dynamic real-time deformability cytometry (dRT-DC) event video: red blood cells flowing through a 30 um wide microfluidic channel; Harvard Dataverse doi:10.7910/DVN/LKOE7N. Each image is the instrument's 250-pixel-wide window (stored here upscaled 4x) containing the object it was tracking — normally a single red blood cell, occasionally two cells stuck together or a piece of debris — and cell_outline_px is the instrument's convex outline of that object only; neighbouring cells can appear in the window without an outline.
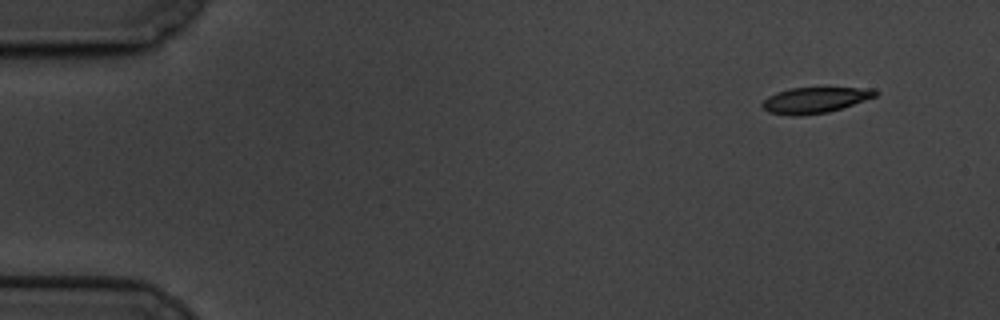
{"species": "common noctule bat (a hibernating species)", "species_latin": "Nyctalus noctula", "temperature_condition": "cold", "stored_images_in_passage": 57, "camera_frame_rate_fps": 3000, "um_per_image_px": 0.085, "animal": {"sex": "male", "body_mass_g": 19.5, "forearm_length_mm": 54.6}, "frame": {"image": 1, "passage_image": 1, "time_ms": 0.0, "image_size_px": [1000, 320], "cell_outline_px": [[880, 92], [876, 96], [828, 112], [796, 116], [792, 116], [768, 112], [760, 104], [768, 96], [776, 92], [788, 88], [876, 88]], "centroid_in_image_um": [69.25, 8.5], "position_along_channel_um": 15.8, "area_um2": 16.94}}
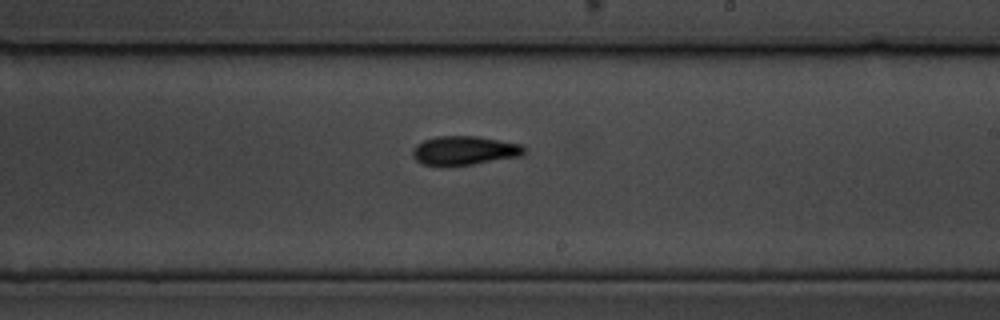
{"frame": {"image": 2, "passage_image": 32, "time_ms": 10.333, "image_size_px": [1000, 320], "cell_outline_px": [[524, 152], [520, 156], [472, 164], [424, 164], [416, 160], [412, 156], [412, 148], [416, 144], [424, 140], [436, 136], [476, 136], [524, 144]], "centroid_in_image_um": [39.47, 12.76], "position_along_channel_um": 249.5, "area_um2": 18.5}}
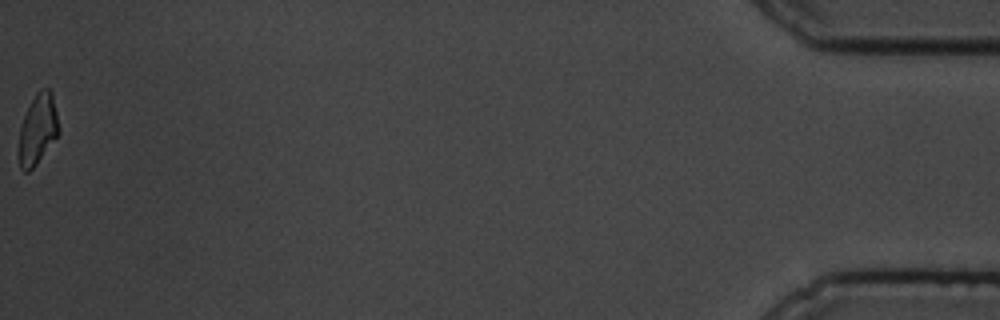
{"frame": {"image": 3, "passage_image": 57, "time_ms": 18.667, "image_size_px": [1000, 320], "cell_outline_px": [[60, 132], [36, 164], [28, 172], [24, 172], [20, 168], [20, 128], [24, 116], [36, 92], [40, 88], [48, 88], [52, 92], [60, 128]], "centroid_in_image_um": [3.24, 10.95], "position_along_channel_um": 432.0, "area_um2": 16.07}, "authors_computed_cell_mechanics": {"area_um2": 18.0336, "velocity_mm_per_s": 3.3314, "shape_relaxation_time_tau1_ms": 3.7095, "shape_relaxation_time_tau2_ms": 4.4466, "deformation_change_tau1": 0.13, "deformation_change_tau2": 0.11}}